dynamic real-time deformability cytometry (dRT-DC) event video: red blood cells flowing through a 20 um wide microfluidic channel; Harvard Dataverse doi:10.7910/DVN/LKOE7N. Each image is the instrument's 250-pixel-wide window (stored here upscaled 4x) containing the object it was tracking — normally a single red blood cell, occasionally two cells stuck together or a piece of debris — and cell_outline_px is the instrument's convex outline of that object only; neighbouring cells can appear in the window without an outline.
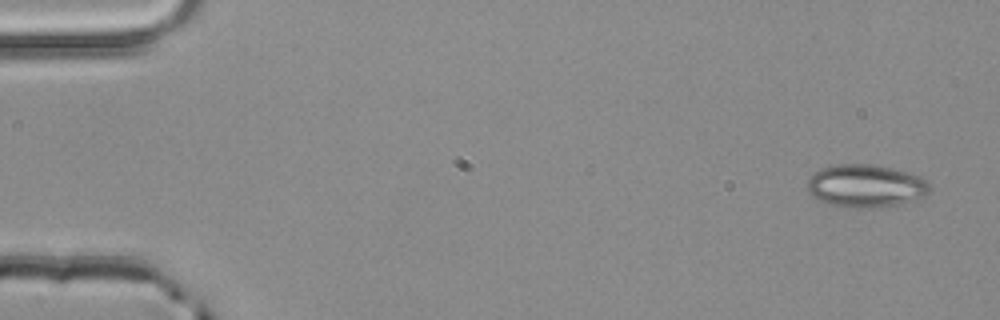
{"species": "common noctule bat (a hibernating species)", "species_latin": "Nyctalus noctula", "temperature_condition": "room temperature", "stored_images_in_passage": 3, "camera_frame_rate_fps": 3000, "um_per_image_px": 0.085, "animal": {"sex": "male", "body_mass_g": 20.4}, "frame": {"image": 1, "passage_image": 1, "time_ms": 0.0, "image_size_px": [1000, 320], "cell_outline_px": [[932, 188], [924, 196], [916, 200], [896, 204], [860, 208], [852, 208], [832, 204], [820, 200], [812, 196], [804, 184], [816, 172], [824, 168], [836, 164], [872, 164], [908, 172], [920, 176]], "centroid_in_image_um": [73.58, 15.79], "position_along_channel_um": 11.4, "area_um2": 30.17}}